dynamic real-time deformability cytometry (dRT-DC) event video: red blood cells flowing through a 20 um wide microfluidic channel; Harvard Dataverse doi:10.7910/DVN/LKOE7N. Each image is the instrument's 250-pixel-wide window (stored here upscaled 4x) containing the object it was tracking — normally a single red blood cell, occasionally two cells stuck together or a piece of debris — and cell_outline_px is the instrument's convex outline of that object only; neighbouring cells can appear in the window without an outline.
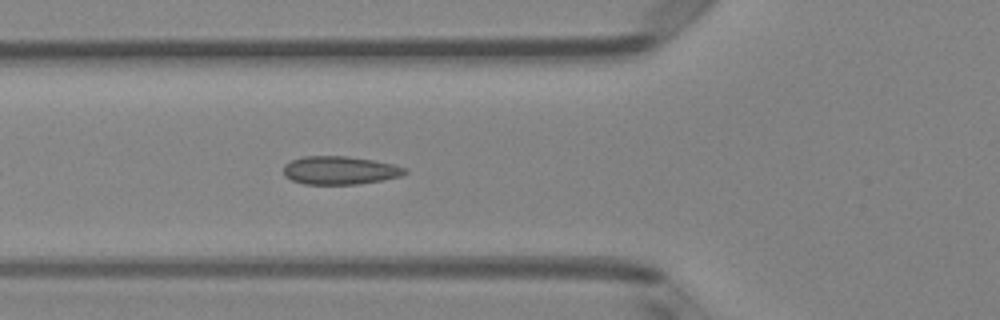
{"species": "Egyptian fruit bat (a non-hibernating species)", "species_latin": "Rousettus aegyptiacus", "temperature_condition": "room temperature", "stored_images_in_passage": 9, "camera_frame_rate_fps": 3000, "um_per_image_px": 0.085, "animal": {"sex": "female"}, "frame": {"image": 1, "passage_image": 6, "time_ms": 1.667, "image_size_px": [1000, 320], "cell_outline_px": [[408, 172], [400, 176], [384, 180], [356, 184], [304, 184], [292, 180], [284, 176], [284, 164], [292, 160], [304, 156], [348, 156], [396, 164], [408, 168]], "centroid_in_image_um": [28.92, 14.47], "position_along_channel_um": 96.9, "area_um2": 20.11}}